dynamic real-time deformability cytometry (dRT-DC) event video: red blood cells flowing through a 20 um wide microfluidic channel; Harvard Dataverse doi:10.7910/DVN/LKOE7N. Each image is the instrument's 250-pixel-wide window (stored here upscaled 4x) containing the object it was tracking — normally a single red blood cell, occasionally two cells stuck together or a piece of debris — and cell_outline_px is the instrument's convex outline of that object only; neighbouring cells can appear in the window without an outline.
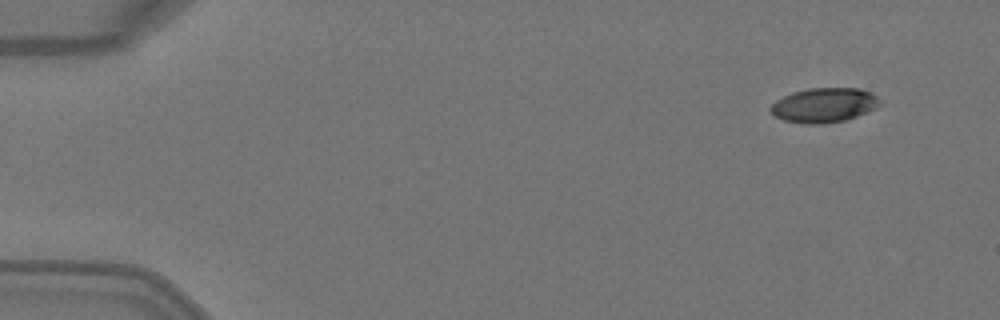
{"species": "Egyptian fruit bat (a non-hibernating species)", "species_latin": "Rousettus aegyptiacus", "temperature_condition": "warm", "stored_images_in_passage": 3, "camera_frame_rate_fps": 3000, "um_per_image_px": 0.085, "animal": {"sex": "female"}, "frame": {"image": 1, "passage_image": 1, "time_ms": 0.0, "image_size_px": [1000, 320], "cell_outline_px": [[884, 104], [876, 108], [856, 116], [844, 120], [824, 124], [804, 124], [784, 120], [772, 116], [768, 108], [776, 100], [792, 92], [808, 88], [860, 88], [872, 92]], "centroid_in_image_um": [70.04, 8.93], "position_along_channel_um": 15.0, "area_um2": 22.31}}